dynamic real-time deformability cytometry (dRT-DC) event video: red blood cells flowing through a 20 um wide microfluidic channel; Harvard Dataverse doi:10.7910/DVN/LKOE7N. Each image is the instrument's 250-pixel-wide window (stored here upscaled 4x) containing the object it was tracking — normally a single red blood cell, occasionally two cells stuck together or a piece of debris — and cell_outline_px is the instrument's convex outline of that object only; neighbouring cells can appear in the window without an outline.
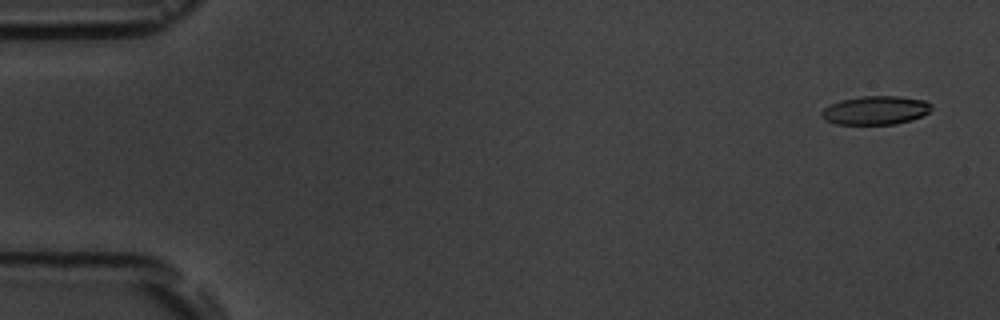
{"species": "common noctule bat (a hibernating species)", "species_latin": "Nyctalus noctula", "temperature_condition": "room temperature", "stored_images_in_passage": 4, "camera_frame_rate_fps": 3000, "um_per_image_px": 0.085, "animal": {"sex": "male", "body_mass_g": 19.5, "forearm_length_mm": 54.6}, "frame": {"image": 1, "passage_image": 1, "time_ms": 0.0, "image_size_px": [1000, 320], "cell_outline_px": [[932, 108], [928, 112], [912, 120], [896, 124], [836, 124], [824, 120], [820, 116], [820, 112], [824, 108], [840, 100], [860, 96], [900, 96], [924, 100], [932, 104]], "centroid_in_image_um": [74.4, 9.37], "position_along_channel_um": 10.6, "area_um2": 18.44}}
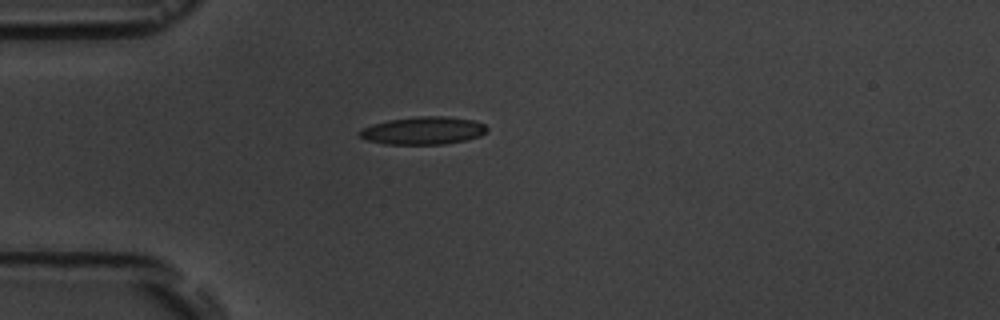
{"frame": {"image": 2, "passage_image": 4, "time_ms": 4.333, "image_size_px": [1000, 320], "cell_outline_px": [[488, 128], [480, 136], [464, 140], [444, 144], [384, 144], [364, 140], [356, 132], [372, 124], [388, 120], [420, 116], [444, 116], [472, 120], [484, 124]], "centroid_in_image_um": [35.92, 11.1], "position_along_channel_um": 49.1, "area_um2": 20.52}}